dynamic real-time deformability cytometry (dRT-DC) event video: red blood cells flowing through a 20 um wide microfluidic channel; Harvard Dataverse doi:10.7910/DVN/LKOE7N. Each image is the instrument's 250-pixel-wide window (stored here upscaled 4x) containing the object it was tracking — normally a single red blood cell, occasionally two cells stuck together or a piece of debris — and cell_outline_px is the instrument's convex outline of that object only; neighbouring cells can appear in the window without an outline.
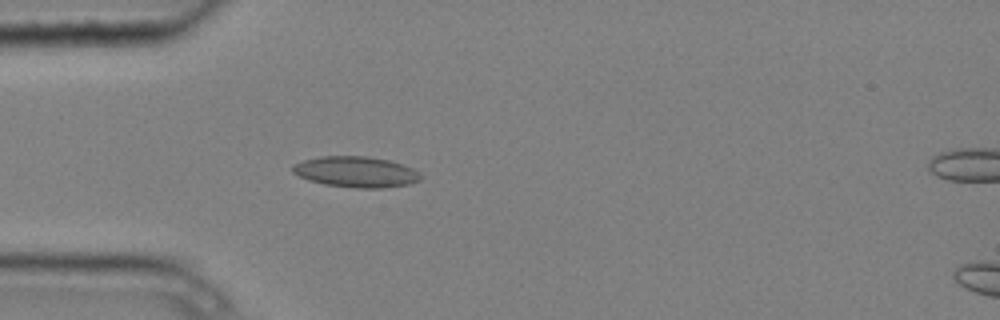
{"species": "common noctule bat (a hibernating species)", "species_latin": "Nyctalus noctula", "temperature_condition": "cold", "stored_images_in_passage": 6, "camera_frame_rate_fps": 3000, "um_per_image_px": 0.085, "animal": {"sex": "male", "body_mass_g": 20.4}, "frame": {"image": 1, "passage_image": 5, "time_ms": 1.333, "image_size_px": [1000, 320], "cell_outline_px": [[420, 180], [408, 184], [380, 188], [356, 188], [324, 184], [308, 180], [292, 172], [292, 164], [304, 160], [320, 156], [368, 156], [388, 160], [412, 168], [420, 176]], "centroid_in_image_um": [30.2, 14.6], "position_along_channel_um": 54.8, "area_um2": 22.77}}